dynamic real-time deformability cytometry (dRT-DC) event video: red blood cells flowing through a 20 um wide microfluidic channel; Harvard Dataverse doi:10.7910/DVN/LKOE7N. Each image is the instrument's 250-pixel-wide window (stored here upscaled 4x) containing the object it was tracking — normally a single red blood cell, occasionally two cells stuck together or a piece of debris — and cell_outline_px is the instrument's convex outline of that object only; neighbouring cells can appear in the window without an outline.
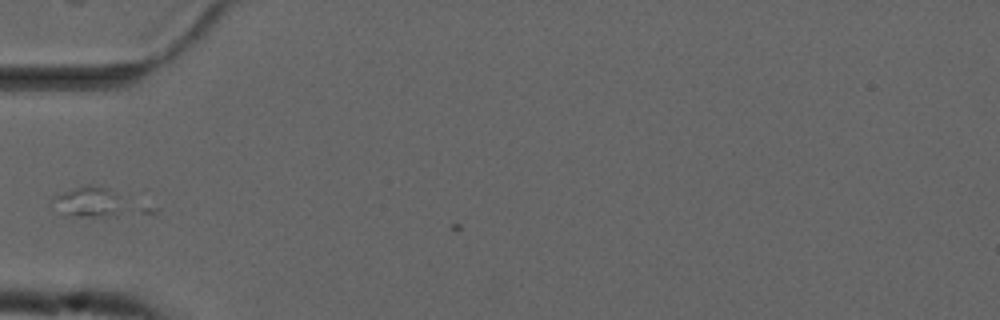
{"species": "common noctule bat (a hibernating species)", "species_latin": "Nyctalus noctula", "temperature_condition": "cold", "stored_images_in_passage": 2, "camera_frame_rate_fps": 3000, "um_per_image_px": 0.085, "animal": {"sex": "male", "forearm_length_mm": 52.5}, "frame": {"image": 1, "passage_image": 1, "time_ms": 0.0, "image_size_px": [1000, 320], "cell_outline_px": [[116, 212], [108, 216], [64, 216], [52, 200], [52, 196], [76, 188], [104, 188], [116, 196]], "centroid_in_image_um": [7.32, 17.2], "position_along_channel_um": 77.7, "area_um2": 11.1}}